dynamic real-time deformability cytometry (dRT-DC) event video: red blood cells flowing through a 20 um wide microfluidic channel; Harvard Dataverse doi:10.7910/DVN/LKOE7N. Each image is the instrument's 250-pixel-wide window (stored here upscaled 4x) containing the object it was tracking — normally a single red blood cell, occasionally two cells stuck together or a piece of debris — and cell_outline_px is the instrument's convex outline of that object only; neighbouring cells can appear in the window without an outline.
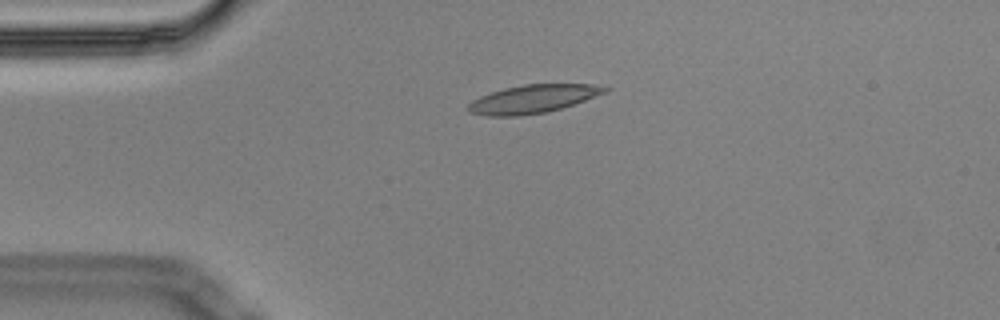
{"species": "Egyptian fruit bat (a non-hibernating species)", "species_latin": "Rousettus aegyptiacus", "temperature_condition": "cold", "stored_images_in_passage": 3, "camera_frame_rate_fps": 3000, "um_per_image_px": 0.085, "animal": {"sex": "male"}, "frame": {"image": 1, "passage_image": 2, "time_ms": 0.333, "image_size_px": [1000, 320], "cell_outline_px": [[612, 88], [608, 92], [548, 112], [516, 116], [488, 116], [468, 112], [468, 104], [472, 100], [480, 96], [504, 88], [524, 84], [592, 84]], "centroid_in_image_um": [45.3, 8.4], "position_along_channel_um": 39.7, "area_um2": 22.43}}